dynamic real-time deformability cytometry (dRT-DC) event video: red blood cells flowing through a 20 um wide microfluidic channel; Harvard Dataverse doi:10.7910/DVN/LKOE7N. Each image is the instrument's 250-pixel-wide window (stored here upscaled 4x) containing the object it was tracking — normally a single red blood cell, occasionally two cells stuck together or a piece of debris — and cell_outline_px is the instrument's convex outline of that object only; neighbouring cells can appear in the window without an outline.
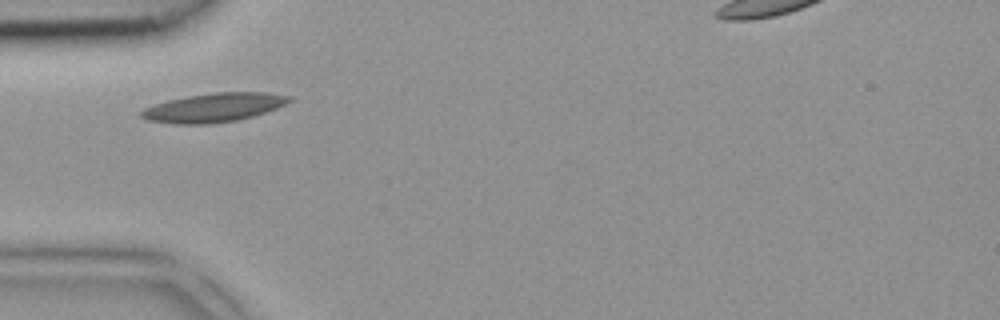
{"species": "common noctule bat (a hibernating species)", "species_latin": "Nyctalus noctula", "temperature_condition": "room temperature", "stored_images_in_passage": 1, "camera_frame_rate_fps": 3000, "um_per_image_px": 0.085, "animal": {"sex": "female", "body_mass_g": 18.4}, "frame": {"image": 1, "passage_image": 1, "time_ms": 0.0, "image_size_px": [1000, 320], "cell_outline_px": [[292, 100], [276, 108], [252, 116], [236, 120], [208, 124], [172, 124], [148, 120], [140, 116], [140, 112], [144, 108], [168, 100], [188, 96], [216, 92], [264, 92], [292, 96]], "centroid_in_image_um": [18.16, 9.14], "position_along_channel_um": 66.8, "area_um2": 24.68}}